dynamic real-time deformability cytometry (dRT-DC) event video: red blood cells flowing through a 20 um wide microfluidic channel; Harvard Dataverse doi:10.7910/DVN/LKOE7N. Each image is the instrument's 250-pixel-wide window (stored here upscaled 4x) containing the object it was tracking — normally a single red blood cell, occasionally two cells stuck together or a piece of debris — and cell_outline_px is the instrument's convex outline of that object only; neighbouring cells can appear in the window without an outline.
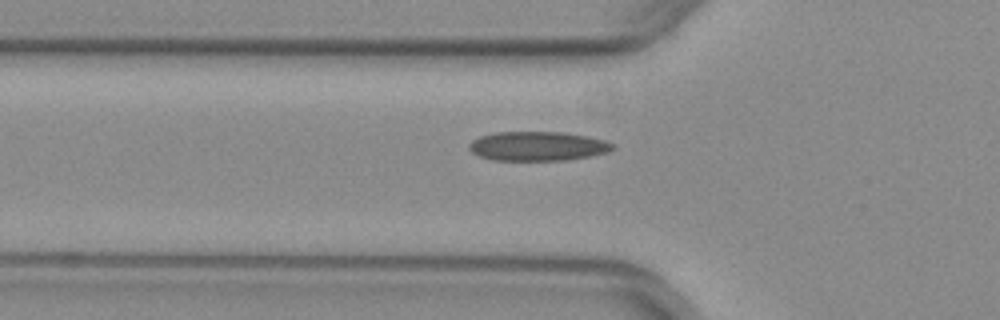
{"species": "common noctule bat (a hibernating species)", "species_latin": "Nyctalus noctula", "temperature_condition": "warm", "stored_images_in_passage": 34, "camera_frame_rate_fps": 3000, "um_per_image_px": 0.085, "animal": {"sex": "female", "body_mass_g": 29.2, "forearm_length_mm": 56.3}, "frame": {"image": 1, "passage_image": 5, "time_ms": 1.333, "image_size_px": [1000, 320], "cell_outline_px": [[616, 148], [608, 152], [592, 156], [564, 160], [492, 160], [480, 156], [472, 152], [468, 148], [468, 144], [472, 140], [480, 136], [496, 132], [564, 132], [588, 136], [604, 140], [612, 144]], "centroid_in_image_um": [45.7, 12.42], "position_along_channel_um": 80.1, "area_um2": 24.57}}
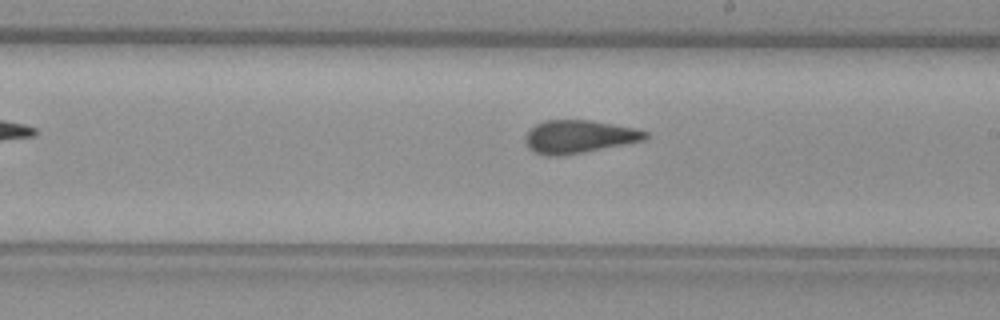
{"frame": {"image": 2, "passage_image": 17, "time_ms": 5.333, "image_size_px": [1000, 320], "cell_outline_px": [[648, 136], [644, 140], [584, 152], [560, 156], [544, 156], [532, 152], [528, 148], [524, 140], [524, 136], [536, 124], [544, 120], [592, 120], [636, 128], [648, 132]], "centroid_in_image_um": [49.17, 11.62], "position_along_channel_um": 239.8, "area_um2": 23.24}}
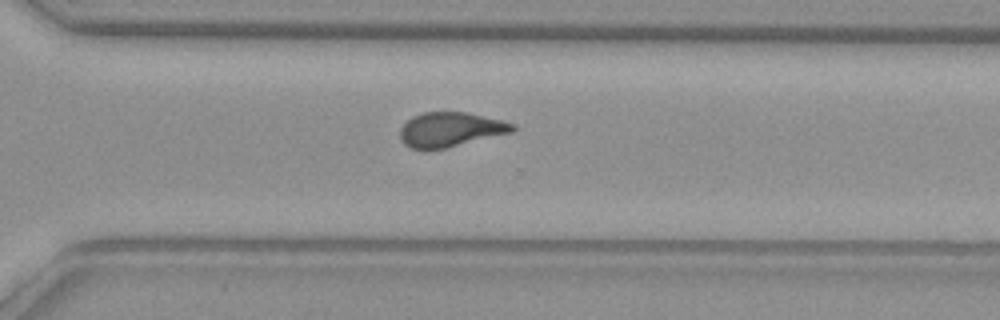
{"frame": {"image": 3, "passage_image": 24, "time_ms": 7.667, "image_size_px": [1000, 320], "cell_outline_px": [[516, 128], [512, 132], [444, 148], [412, 148], [404, 144], [400, 140], [400, 128], [412, 116], [424, 112], [468, 112], [516, 124]], "centroid_in_image_um": [38.28, 10.99], "position_along_channel_um": 332.3, "area_um2": 22.31}, "authors_computed_cell_mechanics": {"area_um2": 23.12, "velocity_mm_per_s": 3.9777, "shape_relaxation_time_tau1_ms": null, "shape_relaxation_time_tau2_ms": 1.3845, "deformation_change_tau1": null, "deformation_change_tau2": 0.093}}